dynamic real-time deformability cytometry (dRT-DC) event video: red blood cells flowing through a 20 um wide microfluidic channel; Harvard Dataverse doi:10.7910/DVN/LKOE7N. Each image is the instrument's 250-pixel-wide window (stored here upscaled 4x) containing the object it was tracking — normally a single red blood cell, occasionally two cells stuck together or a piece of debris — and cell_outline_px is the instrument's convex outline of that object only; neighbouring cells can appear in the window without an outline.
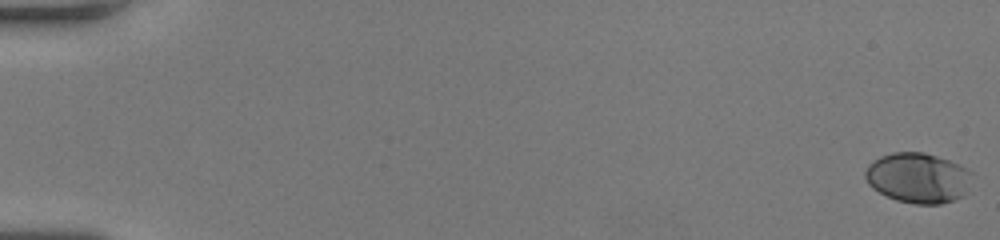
{"species": "human", "species_latin": "Homo sapiens", "temperature_condition": "room temperature", "stored_images_in_passage": 54, "camera_frame_rate_fps": 3000, "um_per_image_px": 0.085, "donor": {"sex": "female"}, "frame": {"image": 1, "passage_image": 1, "time_ms": 0.0, "image_size_px": [1000, 240], "cell_outline_px": [[972, 172], [964, 192], [956, 200], [940, 204], [916, 204], [896, 200], [872, 188], [868, 184], [864, 176], [864, 172], [868, 164], [872, 160], [880, 156], [892, 152], [924, 152], [948, 160], [968, 168]], "centroid_in_image_um": [77.98, 15.11], "position_along_channel_um": 7.0, "area_um2": 31.15}}
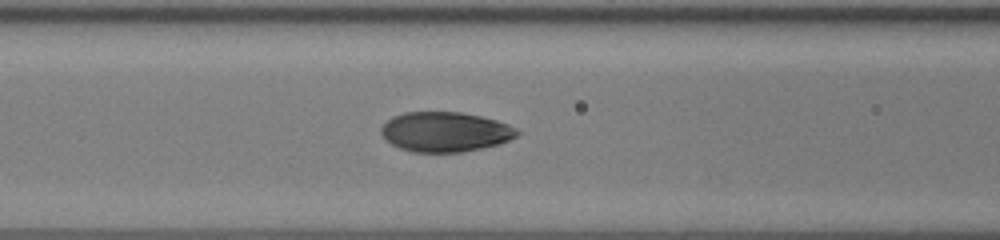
{"frame": {"image": 2, "passage_image": 25, "time_ms": 8.0, "image_size_px": [1000, 240], "cell_outline_px": [[520, 132], [516, 136], [500, 144], [460, 152], [412, 152], [400, 148], [392, 144], [380, 132], [380, 128], [392, 116], [404, 112], [460, 112], [480, 116], [496, 120], [508, 124], [516, 128]], "centroid_in_image_um": [37.84, 11.2], "position_along_channel_um": 128.8, "area_um2": 31.44}}
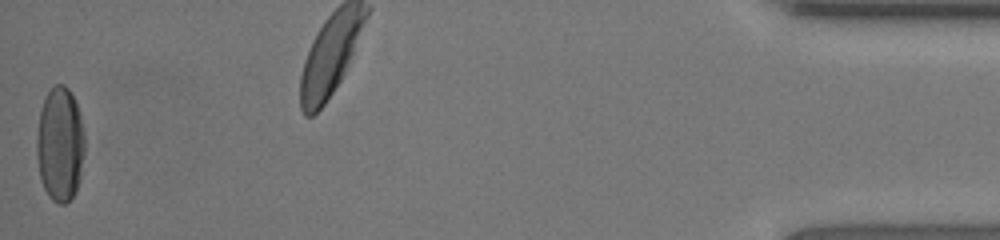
{"frame": {"image": 3, "passage_image": 54, "time_ms": 17.667, "image_size_px": [1000, 240], "cell_outline_px": [[84, 152], [80, 180], [76, 192], [64, 204], [60, 204], [52, 200], [48, 196], [40, 180], [36, 156], [36, 136], [40, 108], [48, 92], [56, 84], [64, 84], [68, 88], [80, 112], [84, 132]], "centroid_in_image_um": [5.09, 12.28], "position_along_channel_um": 430.1, "area_um2": 32.43}, "authors_computed_cell_mechanics": {"area_um2": 31.6455, "velocity_mm_per_s": 4.0487, "shape_relaxation_time_tau1_ms": 3.2789, "shape_relaxation_time_tau2_ms": null, "deformation_change_tau1": 0.1754, "deformation_change_tau2": null}}